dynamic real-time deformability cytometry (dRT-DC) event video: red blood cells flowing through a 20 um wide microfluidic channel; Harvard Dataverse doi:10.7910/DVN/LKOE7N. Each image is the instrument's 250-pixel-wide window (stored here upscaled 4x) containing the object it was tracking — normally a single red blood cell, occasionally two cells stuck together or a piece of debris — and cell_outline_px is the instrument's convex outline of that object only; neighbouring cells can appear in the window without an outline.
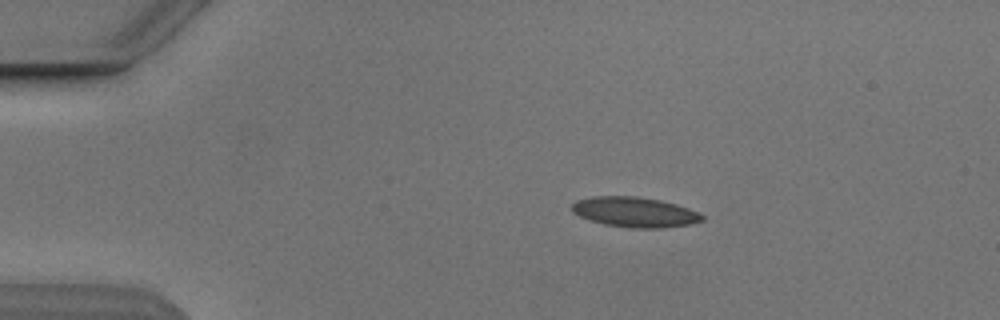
{"species": "Egyptian fruit bat (a non-hibernating species)", "species_latin": "Rousettus aegyptiacus", "temperature_condition": "cold", "stored_images_in_passage": 4, "camera_frame_rate_fps": 3000, "um_per_image_px": 0.085, "animal": {"sex": "male"}, "frame": {"image": 1, "passage_image": 2, "time_ms": 1.0, "image_size_px": [1000, 320], "cell_outline_px": [[704, 220], [692, 224], [660, 228], [632, 228], [604, 224], [580, 216], [572, 212], [572, 204], [576, 200], [592, 196], [636, 196], [660, 200], [676, 204], [688, 208], [704, 216]], "centroid_in_image_um": [53.95, 18.02], "position_along_channel_um": 31.0, "area_um2": 22.77}}